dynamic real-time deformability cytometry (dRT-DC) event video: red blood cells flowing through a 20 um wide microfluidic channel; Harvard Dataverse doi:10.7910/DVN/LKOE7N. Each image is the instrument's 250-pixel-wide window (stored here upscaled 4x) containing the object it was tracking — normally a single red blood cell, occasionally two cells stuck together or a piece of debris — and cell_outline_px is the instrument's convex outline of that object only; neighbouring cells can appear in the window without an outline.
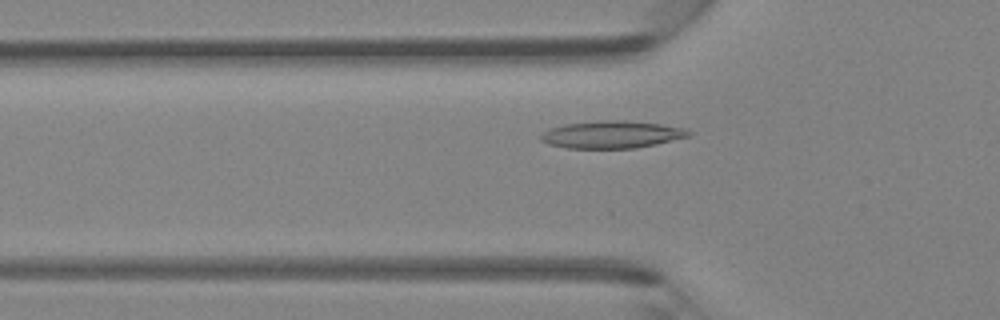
{"species": "Egyptian fruit bat (a non-hibernating species)", "species_latin": "Rousettus aegyptiacus", "temperature_condition": "room temperature", "stored_images_in_passage": 43, "camera_frame_rate_fps": 3000, "um_per_image_px": 0.085, "animal": {"sex": "female"}, "frame": {"image": 1, "passage_image": 12, "time_ms": 3.667, "image_size_px": [1000, 320], "cell_outline_px": [[692, 132], [688, 136], [656, 144], [636, 148], [568, 148], [548, 144], [540, 140], [540, 136], [544, 132], [552, 128], [564, 124], [600, 120], [624, 120], [660, 124], [688, 128]], "centroid_in_image_um": [52.02, 11.43], "position_along_channel_um": 73.8, "area_um2": 23.52}}
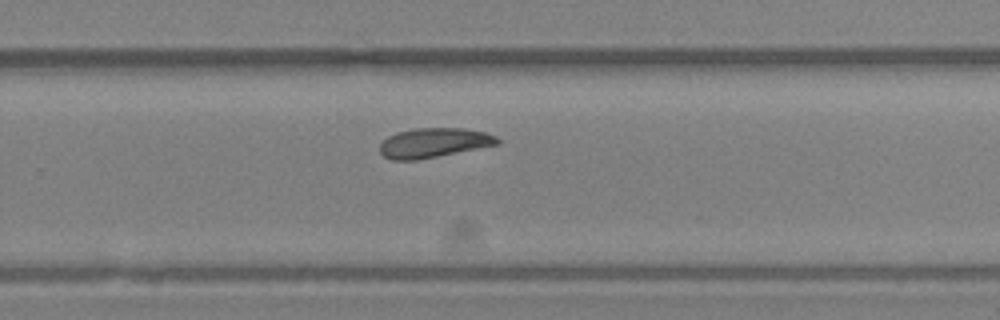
{"frame": {"image": 2, "passage_image": 27, "time_ms": 8.667, "image_size_px": [1000, 320], "cell_outline_px": [[500, 144], [416, 160], [392, 160], [384, 156], [380, 152], [380, 144], [388, 136], [396, 132], [416, 128], [460, 128], [484, 132], [496, 136], [500, 140]], "centroid_in_image_um": [36.86, 12.13], "position_along_channel_um": 292.9, "area_um2": 20.11}}
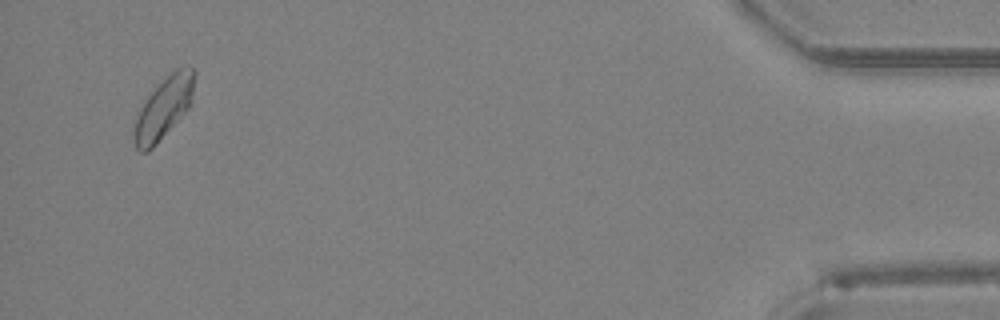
{"frame": {"image": 3, "passage_image": 41, "time_ms": 13.333, "image_size_px": [1000, 320], "cell_outline_px": [[196, 72], [192, 92], [188, 108], [156, 144], [148, 152], [140, 152], [136, 148], [132, 140], [132, 132], [140, 108], [148, 96], [176, 68], [188, 64]], "centroid_in_image_um": [13.89, 9.19], "position_along_channel_um": 421.3, "area_um2": 21.15}}